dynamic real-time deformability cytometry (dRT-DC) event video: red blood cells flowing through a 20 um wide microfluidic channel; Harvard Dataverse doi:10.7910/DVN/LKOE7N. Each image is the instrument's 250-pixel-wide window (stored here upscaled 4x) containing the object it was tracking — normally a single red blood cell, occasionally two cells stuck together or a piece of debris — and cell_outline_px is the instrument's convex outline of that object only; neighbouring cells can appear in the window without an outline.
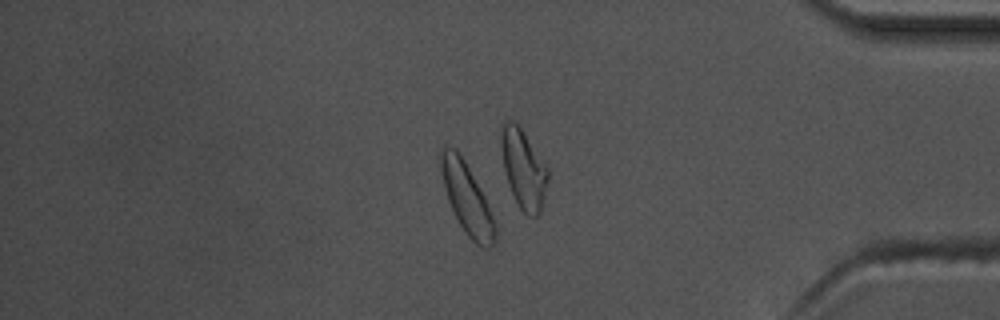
{"species": "common noctule bat (a hibernating species)", "species_latin": "Nyctalus noctula", "temperature_condition": "warm", "stored_images_in_passage": 56, "camera_frame_rate_fps": 3000, "um_per_image_px": 0.085, "animal": {"sex": "male", "body_mass_g": 17.5, "forearm_length_mm": 52.3}, "frame": {"image": 1, "passage_image": 48, "time_ms": 15.667, "image_size_px": [1000, 320], "cell_outline_px": [[496, 240], [488, 248], [480, 248], [464, 232], [448, 200], [444, 188], [440, 168], [440, 148], [444, 144], [456, 148], [464, 160], [484, 196], [496, 224]], "centroid_in_image_um": [39.67, 16.86], "position_along_channel_um": 395.5, "area_um2": 22.2}}